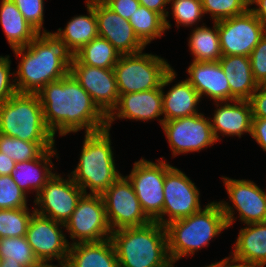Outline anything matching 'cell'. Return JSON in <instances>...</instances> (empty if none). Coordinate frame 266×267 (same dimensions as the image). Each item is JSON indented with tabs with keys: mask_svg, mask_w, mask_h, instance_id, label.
Instances as JSON below:
<instances>
[{
	"mask_svg": "<svg viewBox=\"0 0 266 267\" xmlns=\"http://www.w3.org/2000/svg\"><path fill=\"white\" fill-rule=\"evenodd\" d=\"M43 108L44 122L55 137L85 130L92 133L107 128V116L69 73L36 93Z\"/></svg>",
	"mask_w": 266,
	"mask_h": 267,
	"instance_id": "obj_1",
	"label": "cell"
},
{
	"mask_svg": "<svg viewBox=\"0 0 266 267\" xmlns=\"http://www.w3.org/2000/svg\"><path fill=\"white\" fill-rule=\"evenodd\" d=\"M20 57L14 71L19 93H37L45 85L69 74L74 54L54 32H39L26 46L13 49Z\"/></svg>",
	"mask_w": 266,
	"mask_h": 267,
	"instance_id": "obj_2",
	"label": "cell"
},
{
	"mask_svg": "<svg viewBox=\"0 0 266 267\" xmlns=\"http://www.w3.org/2000/svg\"><path fill=\"white\" fill-rule=\"evenodd\" d=\"M119 267H166L170 262L166 227L151 221L112 231Z\"/></svg>",
	"mask_w": 266,
	"mask_h": 267,
	"instance_id": "obj_3",
	"label": "cell"
},
{
	"mask_svg": "<svg viewBox=\"0 0 266 267\" xmlns=\"http://www.w3.org/2000/svg\"><path fill=\"white\" fill-rule=\"evenodd\" d=\"M168 253L171 261L192 257L200 249L208 247L224 230L228 229L219 202H210L191 216L167 224Z\"/></svg>",
	"mask_w": 266,
	"mask_h": 267,
	"instance_id": "obj_4",
	"label": "cell"
},
{
	"mask_svg": "<svg viewBox=\"0 0 266 267\" xmlns=\"http://www.w3.org/2000/svg\"><path fill=\"white\" fill-rule=\"evenodd\" d=\"M111 141L108 128L85 133L79 162L69 174L84 194L101 195L122 175L116 167Z\"/></svg>",
	"mask_w": 266,
	"mask_h": 267,
	"instance_id": "obj_5",
	"label": "cell"
},
{
	"mask_svg": "<svg viewBox=\"0 0 266 267\" xmlns=\"http://www.w3.org/2000/svg\"><path fill=\"white\" fill-rule=\"evenodd\" d=\"M0 133L36 143H55L36 93H15L0 104Z\"/></svg>",
	"mask_w": 266,
	"mask_h": 267,
	"instance_id": "obj_6",
	"label": "cell"
},
{
	"mask_svg": "<svg viewBox=\"0 0 266 267\" xmlns=\"http://www.w3.org/2000/svg\"><path fill=\"white\" fill-rule=\"evenodd\" d=\"M171 68L163 57L144 51L121 55L113 67L119 96L161 87Z\"/></svg>",
	"mask_w": 266,
	"mask_h": 267,
	"instance_id": "obj_7",
	"label": "cell"
},
{
	"mask_svg": "<svg viewBox=\"0 0 266 267\" xmlns=\"http://www.w3.org/2000/svg\"><path fill=\"white\" fill-rule=\"evenodd\" d=\"M157 162L143 157L134 162L133 168L126 177L132 184L141 208L151 221L162 225L164 203V180L166 172L172 167L160 157Z\"/></svg>",
	"mask_w": 266,
	"mask_h": 267,
	"instance_id": "obj_8",
	"label": "cell"
},
{
	"mask_svg": "<svg viewBox=\"0 0 266 267\" xmlns=\"http://www.w3.org/2000/svg\"><path fill=\"white\" fill-rule=\"evenodd\" d=\"M221 177L228 199L232 203L219 201L228 228H231L238 217L245 225L266 222V191L252 180ZM235 210L239 216H234Z\"/></svg>",
	"mask_w": 266,
	"mask_h": 267,
	"instance_id": "obj_9",
	"label": "cell"
},
{
	"mask_svg": "<svg viewBox=\"0 0 266 267\" xmlns=\"http://www.w3.org/2000/svg\"><path fill=\"white\" fill-rule=\"evenodd\" d=\"M64 225L73 241L69 242L70 245L101 242L109 239L112 233L101 195L83 194Z\"/></svg>",
	"mask_w": 266,
	"mask_h": 267,
	"instance_id": "obj_10",
	"label": "cell"
},
{
	"mask_svg": "<svg viewBox=\"0 0 266 267\" xmlns=\"http://www.w3.org/2000/svg\"><path fill=\"white\" fill-rule=\"evenodd\" d=\"M173 158L180 154L200 152L217 143L210 118L203 113L172 119L162 123Z\"/></svg>",
	"mask_w": 266,
	"mask_h": 267,
	"instance_id": "obj_11",
	"label": "cell"
},
{
	"mask_svg": "<svg viewBox=\"0 0 266 267\" xmlns=\"http://www.w3.org/2000/svg\"><path fill=\"white\" fill-rule=\"evenodd\" d=\"M62 228L65 231V225L60 222L36 212L32 214L26 239L40 263L57 261L58 265L65 266L70 244Z\"/></svg>",
	"mask_w": 266,
	"mask_h": 267,
	"instance_id": "obj_12",
	"label": "cell"
},
{
	"mask_svg": "<svg viewBox=\"0 0 266 267\" xmlns=\"http://www.w3.org/2000/svg\"><path fill=\"white\" fill-rule=\"evenodd\" d=\"M101 196L112 231L126 227H141L151 222L143 212L132 184L123 174Z\"/></svg>",
	"mask_w": 266,
	"mask_h": 267,
	"instance_id": "obj_13",
	"label": "cell"
},
{
	"mask_svg": "<svg viewBox=\"0 0 266 267\" xmlns=\"http://www.w3.org/2000/svg\"><path fill=\"white\" fill-rule=\"evenodd\" d=\"M57 173H54L37 194L33 202L36 206L34 210L40 215L65 224L84 192L73 181L69 173L67 179Z\"/></svg>",
	"mask_w": 266,
	"mask_h": 267,
	"instance_id": "obj_14",
	"label": "cell"
},
{
	"mask_svg": "<svg viewBox=\"0 0 266 267\" xmlns=\"http://www.w3.org/2000/svg\"><path fill=\"white\" fill-rule=\"evenodd\" d=\"M163 189V226L191 216L202 209L199 188L177 167L172 166L166 172Z\"/></svg>",
	"mask_w": 266,
	"mask_h": 267,
	"instance_id": "obj_15",
	"label": "cell"
},
{
	"mask_svg": "<svg viewBox=\"0 0 266 267\" xmlns=\"http://www.w3.org/2000/svg\"><path fill=\"white\" fill-rule=\"evenodd\" d=\"M217 24L222 55L249 57L266 33V27L250 10Z\"/></svg>",
	"mask_w": 266,
	"mask_h": 267,
	"instance_id": "obj_16",
	"label": "cell"
},
{
	"mask_svg": "<svg viewBox=\"0 0 266 267\" xmlns=\"http://www.w3.org/2000/svg\"><path fill=\"white\" fill-rule=\"evenodd\" d=\"M69 73L106 116L117 106L119 91L113 68L72 64Z\"/></svg>",
	"mask_w": 266,
	"mask_h": 267,
	"instance_id": "obj_17",
	"label": "cell"
},
{
	"mask_svg": "<svg viewBox=\"0 0 266 267\" xmlns=\"http://www.w3.org/2000/svg\"><path fill=\"white\" fill-rule=\"evenodd\" d=\"M94 5L98 35L108 40L121 54H135L145 50V45L135 34L129 20L116 14L103 1L89 0Z\"/></svg>",
	"mask_w": 266,
	"mask_h": 267,
	"instance_id": "obj_18",
	"label": "cell"
},
{
	"mask_svg": "<svg viewBox=\"0 0 266 267\" xmlns=\"http://www.w3.org/2000/svg\"><path fill=\"white\" fill-rule=\"evenodd\" d=\"M162 104V86L141 92L121 94L117 106L107 116V128L116 119H130L141 122L150 120L159 121L160 125L164 122Z\"/></svg>",
	"mask_w": 266,
	"mask_h": 267,
	"instance_id": "obj_19",
	"label": "cell"
},
{
	"mask_svg": "<svg viewBox=\"0 0 266 267\" xmlns=\"http://www.w3.org/2000/svg\"><path fill=\"white\" fill-rule=\"evenodd\" d=\"M216 109L210 118L212 131L217 142L220 136L239 137L251 134L252 108L249 100L214 102Z\"/></svg>",
	"mask_w": 266,
	"mask_h": 267,
	"instance_id": "obj_20",
	"label": "cell"
},
{
	"mask_svg": "<svg viewBox=\"0 0 266 267\" xmlns=\"http://www.w3.org/2000/svg\"><path fill=\"white\" fill-rule=\"evenodd\" d=\"M176 73L171 68L162 81V118L164 122L201 113L197 106L201 98L195 88L186 79L172 85L165 94L164 88L176 80Z\"/></svg>",
	"mask_w": 266,
	"mask_h": 267,
	"instance_id": "obj_21",
	"label": "cell"
},
{
	"mask_svg": "<svg viewBox=\"0 0 266 267\" xmlns=\"http://www.w3.org/2000/svg\"><path fill=\"white\" fill-rule=\"evenodd\" d=\"M186 72V80L195 88L201 100L206 96L214 102L230 101L229 83L219 61H192Z\"/></svg>",
	"mask_w": 266,
	"mask_h": 267,
	"instance_id": "obj_22",
	"label": "cell"
},
{
	"mask_svg": "<svg viewBox=\"0 0 266 267\" xmlns=\"http://www.w3.org/2000/svg\"><path fill=\"white\" fill-rule=\"evenodd\" d=\"M57 149L45 150L38 158L15 163L12 171V179L27 195L33 191L37 194L54 175V163L52 158L58 159ZM32 191V192H31Z\"/></svg>",
	"mask_w": 266,
	"mask_h": 267,
	"instance_id": "obj_23",
	"label": "cell"
},
{
	"mask_svg": "<svg viewBox=\"0 0 266 267\" xmlns=\"http://www.w3.org/2000/svg\"><path fill=\"white\" fill-rule=\"evenodd\" d=\"M231 256L249 267L266 266V222L246 224L235 240Z\"/></svg>",
	"mask_w": 266,
	"mask_h": 267,
	"instance_id": "obj_24",
	"label": "cell"
},
{
	"mask_svg": "<svg viewBox=\"0 0 266 267\" xmlns=\"http://www.w3.org/2000/svg\"><path fill=\"white\" fill-rule=\"evenodd\" d=\"M219 63L230 87V101L249 100L259 86L252 75L250 58L241 55H223Z\"/></svg>",
	"mask_w": 266,
	"mask_h": 267,
	"instance_id": "obj_25",
	"label": "cell"
},
{
	"mask_svg": "<svg viewBox=\"0 0 266 267\" xmlns=\"http://www.w3.org/2000/svg\"><path fill=\"white\" fill-rule=\"evenodd\" d=\"M64 267H119L111 239L70 245Z\"/></svg>",
	"mask_w": 266,
	"mask_h": 267,
	"instance_id": "obj_26",
	"label": "cell"
},
{
	"mask_svg": "<svg viewBox=\"0 0 266 267\" xmlns=\"http://www.w3.org/2000/svg\"><path fill=\"white\" fill-rule=\"evenodd\" d=\"M85 4L88 15H76L66 23L64 29L59 28L54 32L73 54L99 36L94 5L89 0Z\"/></svg>",
	"mask_w": 266,
	"mask_h": 267,
	"instance_id": "obj_27",
	"label": "cell"
},
{
	"mask_svg": "<svg viewBox=\"0 0 266 267\" xmlns=\"http://www.w3.org/2000/svg\"><path fill=\"white\" fill-rule=\"evenodd\" d=\"M0 23L12 50L26 47L38 34L12 0L0 1Z\"/></svg>",
	"mask_w": 266,
	"mask_h": 267,
	"instance_id": "obj_28",
	"label": "cell"
},
{
	"mask_svg": "<svg viewBox=\"0 0 266 267\" xmlns=\"http://www.w3.org/2000/svg\"><path fill=\"white\" fill-rule=\"evenodd\" d=\"M213 29L205 23L192 29L188 41L193 61L216 62L223 56L220 48L218 24L213 22Z\"/></svg>",
	"mask_w": 266,
	"mask_h": 267,
	"instance_id": "obj_29",
	"label": "cell"
},
{
	"mask_svg": "<svg viewBox=\"0 0 266 267\" xmlns=\"http://www.w3.org/2000/svg\"><path fill=\"white\" fill-rule=\"evenodd\" d=\"M120 56L121 54L108 40L98 36L74 54L72 64L108 69L115 66Z\"/></svg>",
	"mask_w": 266,
	"mask_h": 267,
	"instance_id": "obj_30",
	"label": "cell"
},
{
	"mask_svg": "<svg viewBox=\"0 0 266 267\" xmlns=\"http://www.w3.org/2000/svg\"><path fill=\"white\" fill-rule=\"evenodd\" d=\"M129 23L139 40L146 47L151 41L161 38L167 32L165 19L159 13L142 5L130 16Z\"/></svg>",
	"mask_w": 266,
	"mask_h": 267,
	"instance_id": "obj_31",
	"label": "cell"
},
{
	"mask_svg": "<svg viewBox=\"0 0 266 267\" xmlns=\"http://www.w3.org/2000/svg\"><path fill=\"white\" fill-rule=\"evenodd\" d=\"M55 146V143L28 142L0 133V152L5 153L16 163L36 159L45 150Z\"/></svg>",
	"mask_w": 266,
	"mask_h": 267,
	"instance_id": "obj_32",
	"label": "cell"
},
{
	"mask_svg": "<svg viewBox=\"0 0 266 267\" xmlns=\"http://www.w3.org/2000/svg\"><path fill=\"white\" fill-rule=\"evenodd\" d=\"M0 255L3 260H15L24 267H37L40 264L26 236L0 238Z\"/></svg>",
	"mask_w": 266,
	"mask_h": 267,
	"instance_id": "obj_33",
	"label": "cell"
},
{
	"mask_svg": "<svg viewBox=\"0 0 266 267\" xmlns=\"http://www.w3.org/2000/svg\"><path fill=\"white\" fill-rule=\"evenodd\" d=\"M29 207L0 209V238L26 236L29 221L35 212Z\"/></svg>",
	"mask_w": 266,
	"mask_h": 267,
	"instance_id": "obj_34",
	"label": "cell"
},
{
	"mask_svg": "<svg viewBox=\"0 0 266 267\" xmlns=\"http://www.w3.org/2000/svg\"><path fill=\"white\" fill-rule=\"evenodd\" d=\"M170 9H172V16L176 22V27L179 29L183 27L198 26V22L203 20L204 11L202 0H169Z\"/></svg>",
	"mask_w": 266,
	"mask_h": 267,
	"instance_id": "obj_35",
	"label": "cell"
},
{
	"mask_svg": "<svg viewBox=\"0 0 266 267\" xmlns=\"http://www.w3.org/2000/svg\"><path fill=\"white\" fill-rule=\"evenodd\" d=\"M28 195L19 188L11 175H0V209L28 207Z\"/></svg>",
	"mask_w": 266,
	"mask_h": 267,
	"instance_id": "obj_36",
	"label": "cell"
},
{
	"mask_svg": "<svg viewBox=\"0 0 266 267\" xmlns=\"http://www.w3.org/2000/svg\"><path fill=\"white\" fill-rule=\"evenodd\" d=\"M204 14H209L213 22L239 16L248 9L240 0H202Z\"/></svg>",
	"mask_w": 266,
	"mask_h": 267,
	"instance_id": "obj_37",
	"label": "cell"
},
{
	"mask_svg": "<svg viewBox=\"0 0 266 267\" xmlns=\"http://www.w3.org/2000/svg\"><path fill=\"white\" fill-rule=\"evenodd\" d=\"M27 22L39 33L44 28V0H12Z\"/></svg>",
	"mask_w": 266,
	"mask_h": 267,
	"instance_id": "obj_38",
	"label": "cell"
},
{
	"mask_svg": "<svg viewBox=\"0 0 266 267\" xmlns=\"http://www.w3.org/2000/svg\"><path fill=\"white\" fill-rule=\"evenodd\" d=\"M252 75L258 85H266V33L249 56Z\"/></svg>",
	"mask_w": 266,
	"mask_h": 267,
	"instance_id": "obj_39",
	"label": "cell"
},
{
	"mask_svg": "<svg viewBox=\"0 0 266 267\" xmlns=\"http://www.w3.org/2000/svg\"><path fill=\"white\" fill-rule=\"evenodd\" d=\"M11 60L9 55L0 56V104L7 101L17 93L14 71H11ZM11 75L13 78L11 79Z\"/></svg>",
	"mask_w": 266,
	"mask_h": 267,
	"instance_id": "obj_40",
	"label": "cell"
},
{
	"mask_svg": "<svg viewBox=\"0 0 266 267\" xmlns=\"http://www.w3.org/2000/svg\"><path fill=\"white\" fill-rule=\"evenodd\" d=\"M104 3L126 20H129L141 5L138 0H105Z\"/></svg>",
	"mask_w": 266,
	"mask_h": 267,
	"instance_id": "obj_41",
	"label": "cell"
},
{
	"mask_svg": "<svg viewBox=\"0 0 266 267\" xmlns=\"http://www.w3.org/2000/svg\"><path fill=\"white\" fill-rule=\"evenodd\" d=\"M252 118H266V85H259L249 99Z\"/></svg>",
	"mask_w": 266,
	"mask_h": 267,
	"instance_id": "obj_42",
	"label": "cell"
},
{
	"mask_svg": "<svg viewBox=\"0 0 266 267\" xmlns=\"http://www.w3.org/2000/svg\"><path fill=\"white\" fill-rule=\"evenodd\" d=\"M249 136L266 152V118H252Z\"/></svg>",
	"mask_w": 266,
	"mask_h": 267,
	"instance_id": "obj_43",
	"label": "cell"
},
{
	"mask_svg": "<svg viewBox=\"0 0 266 267\" xmlns=\"http://www.w3.org/2000/svg\"><path fill=\"white\" fill-rule=\"evenodd\" d=\"M142 6H145L149 10L159 13L165 19L166 30H169L172 24L168 21L169 13L167 11V5H169V0H138Z\"/></svg>",
	"mask_w": 266,
	"mask_h": 267,
	"instance_id": "obj_44",
	"label": "cell"
},
{
	"mask_svg": "<svg viewBox=\"0 0 266 267\" xmlns=\"http://www.w3.org/2000/svg\"><path fill=\"white\" fill-rule=\"evenodd\" d=\"M203 267H249L244 264L242 261L233 258L231 255L229 257H225L218 262L211 263L209 265Z\"/></svg>",
	"mask_w": 266,
	"mask_h": 267,
	"instance_id": "obj_45",
	"label": "cell"
},
{
	"mask_svg": "<svg viewBox=\"0 0 266 267\" xmlns=\"http://www.w3.org/2000/svg\"><path fill=\"white\" fill-rule=\"evenodd\" d=\"M15 163L5 153L0 152V175H11L14 170Z\"/></svg>",
	"mask_w": 266,
	"mask_h": 267,
	"instance_id": "obj_46",
	"label": "cell"
},
{
	"mask_svg": "<svg viewBox=\"0 0 266 267\" xmlns=\"http://www.w3.org/2000/svg\"><path fill=\"white\" fill-rule=\"evenodd\" d=\"M266 27V0H257L254 7L249 9Z\"/></svg>",
	"mask_w": 266,
	"mask_h": 267,
	"instance_id": "obj_47",
	"label": "cell"
},
{
	"mask_svg": "<svg viewBox=\"0 0 266 267\" xmlns=\"http://www.w3.org/2000/svg\"><path fill=\"white\" fill-rule=\"evenodd\" d=\"M1 267H24L19 262L9 261V260H3Z\"/></svg>",
	"mask_w": 266,
	"mask_h": 267,
	"instance_id": "obj_48",
	"label": "cell"
},
{
	"mask_svg": "<svg viewBox=\"0 0 266 267\" xmlns=\"http://www.w3.org/2000/svg\"><path fill=\"white\" fill-rule=\"evenodd\" d=\"M240 1H241L242 4L249 10V9L252 7V5L255 4V2H256L257 0H240ZM249 6H251V7H249Z\"/></svg>",
	"mask_w": 266,
	"mask_h": 267,
	"instance_id": "obj_49",
	"label": "cell"
},
{
	"mask_svg": "<svg viewBox=\"0 0 266 267\" xmlns=\"http://www.w3.org/2000/svg\"><path fill=\"white\" fill-rule=\"evenodd\" d=\"M37 267H62L60 265H54V263H40Z\"/></svg>",
	"mask_w": 266,
	"mask_h": 267,
	"instance_id": "obj_50",
	"label": "cell"
},
{
	"mask_svg": "<svg viewBox=\"0 0 266 267\" xmlns=\"http://www.w3.org/2000/svg\"><path fill=\"white\" fill-rule=\"evenodd\" d=\"M176 262L171 261L166 267H175Z\"/></svg>",
	"mask_w": 266,
	"mask_h": 267,
	"instance_id": "obj_51",
	"label": "cell"
},
{
	"mask_svg": "<svg viewBox=\"0 0 266 267\" xmlns=\"http://www.w3.org/2000/svg\"><path fill=\"white\" fill-rule=\"evenodd\" d=\"M2 261H3V258H2L1 255H0V267H1V265H2Z\"/></svg>",
	"mask_w": 266,
	"mask_h": 267,
	"instance_id": "obj_52",
	"label": "cell"
}]
</instances>
